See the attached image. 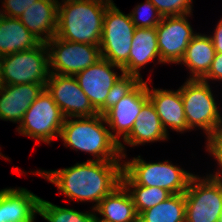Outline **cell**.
Instances as JSON below:
<instances>
[{
  "label": "cell",
  "mask_w": 222,
  "mask_h": 222,
  "mask_svg": "<svg viewBox=\"0 0 222 222\" xmlns=\"http://www.w3.org/2000/svg\"><path fill=\"white\" fill-rule=\"evenodd\" d=\"M161 61L157 43L156 28H135L131 50L127 66L123 69L124 74L141 77L140 69L151 61Z\"/></svg>",
  "instance_id": "d6986e66"
},
{
  "label": "cell",
  "mask_w": 222,
  "mask_h": 222,
  "mask_svg": "<svg viewBox=\"0 0 222 222\" xmlns=\"http://www.w3.org/2000/svg\"><path fill=\"white\" fill-rule=\"evenodd\" d=\"M80 212L71 208H64L52 204L42 198L38 204V215L48 222H96V213Z\"/></svg>",
  "instance_id": "d4e9b609"
},
{
  "label": "cell",
  "mask_w": 222,
  "mask_h": 222,
  "mask_svg": "<svg viewBox=\"0 0 222 222\" xmlns=\"http://www.w3.org/2000/svg\"><path fill=\"white\" fill-rule=\"evenodd\" d=\"M218 222H222V214L220 215Z\"/></svg>",
  "instance_id": "e575fe53"
},
{
  "label": "cell",
  "mask_w": 222,
  "mask_h": 222,
  "mask_svg": "<svg viewBox=\"0 0 222 222\" xmlns=\"http://www.w3.org/2000/svg\"><path fill=\"white\" fill-rule=\"evenodd\" d=\"M45 84L0 85V119L19 123Z\"/></svg>",
  "instance_id": "9a60e30c"
},
{
  "label": "cell",
  "mask_w": 222,
  "mask_h": 222,
  "mask_svg": "<svg viewBox=\"0 0 222 222\" xmlns=\"http://www.w3.org/2000/svg\"><path fill=\"white\" fill-rule=\"evenodd\" d=\"M142 80L136 75L123 73L110 89L105 103L97 110L98 114L103 115L124 96L128 95Z\"/></svg>",
  "instance_id": "4316f807"
},
{
  "label": "cell",
  "mask_w": 222,
  "mask_h": 222,
  "mask_svg": "<svg viewBox=\"0 0 222 222\" xmlns=\"http://www.w3.org/2000/svg\"><path fill=\"white\" fill-rule=\"evenodd\" d=\"M215 53L211 38L197 33L188 44L179 63L188 67L191 72L189 79H202L210 70Z\"/></svg>",
  "instance_id": "603a6c76"
},
{
  "label": "cell",
  "mask_w": 222,
  "mask_h": 222,
  "mask_svg": "<svg viewBox=\"0 0 222 222\" xmlns=\"http://www.w3.org/2000/svg\"><path fill=\"white\" fill-rule=\"evenodd\" d=\"M103 115L65 118L60 137L65 147L93 155L95 161H122L119 143L105 127Z\"/></svg>",
  "instance_id": "3957f363"
},
{
  "label": "cell",
  "mask_w": 222,
  "mask_h": 222,
  "mask_svg": "<svg viewBox=\"0 0 222 222\" xmlns=\"http://www.w3.org/2000/svg\"><path fill=\"white\" fill-rule=\"evenodd\" d=\"M113 0H62L55 36L67 41L100 45L107 6Z\"/></svg>",
  "instance_id": "7a4b0ae2"
},
{
  "label": "cell",
  "mask_w": 222,
  "mask_h": 222,
  "mask_svg": "<svg viewBox=\"0 0 222 222\" xmlns=\"http://www.w3.org/2000/svg\"><path fill=\"white\" fill-rule=\"evenodd\" d=\"M138 157L123 161L121 183L123 185H140L159 187L171 194L185 193L189 181L194 175L165 160L163 162H146Z\"/></svg>",
  "instance_id": "277c9868"
},
{
  "label": "cell",
  "mask_w": 222,
  "mask_h": 222,
  "mask_svg": "<svg viewBox=\"0 0 222 222\" xmlns=\"http://www.w3.org/2000/svg\"><path fill=\"white\" fill-rule=\"evenodd\" d=\"M209 37L214 45L215 52L222 53V18L216 25L213 35H209Z\"/></svg>",
  "instance_id": "d6a6232c"
},
{
  "label": "cell",
  "mask_w": 222,
  "mask_h": 222,
  "mask_svg": "<svg viewBox=\"0 0 222 222\" xmlns=\"http://www.w3.org/2000/svg\"><path fill=\"white\" fill-rule=\"evenodd\" d=\"M0 157H1V158H4L5 160H6V159L9 160L6 156L4 157L1 152H0Z\"/></svg>",
  "instance_id": "836d02e7"
},
{
  "label": "cell",
  "mask_w": 222,
  "mask_h": 222,
  "mask_svg": "<svg viewBox=\"0 0 222 222\" xmlns=\"http://www.w3.org/2000/svg\"><path fill=\"white\" fill-rule=\"evenodd\" d=\"M37 1L38 0H4L0 15L10 18H19L27 8Z\"/></svg>",
  "instance_id": "4dcf8cb0"
},
{
  "label": "cell",
  "mask_w": 222,
  "mask_h": 222,
  "mask_svg": "<svg viewBox=\"0 0 222 222\" xmlns=\"http://www.w3.org/2000/svg\"><path fill=\"white\" fill-rule=\"evenodd\" d=\"M206 148L211 156L217 161L219 169L215 174H210V177H213L218 180H222V127L216 131L213 135L206 138ZM221 169V170H220Z\"/></svg>",
  "instance_id": "f546056e"
},
{
  "label": "cell",
  "mask_w": 222,
  "mask_h": 222,
  "mask_svg": "<svg viewBox=\"0 0 222 222\" xmlns=\"http://www.w3.org/2000/svg\"><path fill=\"white\" fill-rule=\"evenodd\" d=\"M184 196L185 222H218L222 214V180L193 175Z\"/></svg>",
  "instance_id": "ba28073f"
},
{
  "label": "cell",
  "mask_w": 222,
  "mask_h": 222,
  "mask_svg": "<svg viewBox=\"0 0 222 222\" xmlns=\"http://www.w3.org/2000/svg\"><path fill=\"white\" fill-rule=\"evenodd\" d=\"M49 76V50L44 42L0 57V85L46 84Z\"/></svg>",
  "instance_id": "8992f818"
},
{
  "label": "cell",
  "mask_w": 222,
  "mask_h": 222,
  "mask_svg": "<svg viewBox=\"0 0 222 222\" xmlns=\"http://www.w3.org/2000/svg\"><path fill=\"white\" fill-rule=\"evenodd\" d=\"M101 218L96 216L97 222H138V214L132 197L121 183L94 209Z\"/></svg>",
  "instance_id": "ffe728a7"
},
{
  "label": "cell",
  "mask_w": 222,
  "mask_h": 222,
  "mask_svg": "<svg viewBox=\"0 0 222 222\" xmlns=\"http://www.w3.org/2000/svg\"><path fill=\"white\" fill-rule=\"evenodd\" d=\"M130 16L137 28H156L163 19L161 13L149 0L133 8Z\"/></svg>",
  "instance_id": "83f0119b"
},
{
  "label": "cell",
  "mask_w": 222,
  "mask_h": 222,
  "mask_svg": "<svg viewBox=\"0 0 222 222\" xmlns=\"http://www.w3.org/2000/svg\"><path fill=\"white\" fill-rule=\"evenodd\" d=\"M50 73L75 76L101 59L100 47L60 39L57 36L47 43Z\"/></svg>",
  "instance_id": "30bf717a"
},
{
  "label": "cell",
  "mask_w": 222,
  "mask_h": 222,
  "mask_svg": "<svg viewBox=\"0 0 222 222\" xmlns=\"http://www.w3.org/2000/svg\"><path fill=\"white\" fill-rule=\"evenodd\" d=\"M122 173L123 164L120 161L95 160L57 170L39 169L34 172L54 184L70 200L95 202L92 210L121 184Z\"/></svg>",
  "instance_id": "6da1fadb"
},
{
  "label": "cell",
  "mask_w": 222,
  "mask_h": 222,
  "mask_svg": "<svg viewBox=\"0 0 222 222\" xmlns=\"http://www.w3.org/2000/svg\"><path fill=\"white\" fill-rule=\"evenodd\" d=\"M154 105L149 100L139 113L130 134L123 142L131 147L145 143L164 141L168 138Z\"/></svg>",
  "instance_id": "44dd1931"
},
{
  "label": "cell",
  "mask_w": 222,
  "mask_h": 222,
  "mask_svg": "<svg viewBox=\"0 0 222 222\" xmlns=\"http://www.w3.org/2000/svg\"><path fill=\"white\" fill-rule=\"evenodd\" d=\"M40 43L19 18L0 15V57L33 49Z\"/></svg>",
  "instance_id": "7402d4cb"
},
{
  "label": "cell",
  "mask_w": 222,
  "mask_h": 222,
  "mask_svg": "<svg viewBox=\"0 0 222 222\" xmlns=\"http://www.w3.org/2000/svg\"><path fill=\"white\" fill-rule=\"evenodd\" d=\"M65 117L46 89L29 106L16 131L22 136H28L51 144L53 139L60 137Z\"/></svg>",
  "instance_id": "9c48e42d"
},
{
  "label": "cell",
  "mask_w": 222,
  "mask_h": 222,
  "mask_svg": "<svg viewBox=\"0 0 222 222\" xmlns=\"http://www.w3.org/2000/svg\"><path fill=\"white\" fill-rule=\"evenodd\" d=\"M58 6V0H38L19 19L36 38L47 43L57 32Z\"/></svg>",
  "instance_id": "ac0fdd59"
},
{
  "label": "cell",
  "mask_w": 222,
  "mask_h": 222,
  "mask_svg": "<svg viewBox=\"0 0 222 222\" xmlns=\"http://www.w3.org/2000/svg\"><path fill=\"white\" fill-rule=\"evenodd\" d=\"M135 25L113 1L107 6L100 42L101 58L124 69L128 64Z\"/></svg>",
  "instance_id": "52a82bcc"
},
{
  "label": "cell",
  "mask_w": 222,
  "mask_h": 222,
  "mask_svg": "<svg viewBox=\"0 0 222 222\" xmlns=\"http://www.w3.org/2000/svg\"><path fill=\"white\" fill-rule=\"evenodd\" d=\"M203 81H222V53H215L212 65L208 73L202 78Z\"/></svg>",
  "instance_id": "1f68e13d"
},
{
  "label": "cell",
  "mask_w": 222,
  "mask_h": 222,
  "mask_svg": "<svg viewBox=\"0 0 222 222\" xmlns=\"http://www.w3.org/2000/svg\"><path fill=\"white\" fill-rule=\"evenodd\" d=\"M45 89L65 118L90 117L98 114L74 76L50 73Z\"/></svg>",
  "instance_id": "7c38bea8"
},
{
  "label": "cell",
  "mask_w": 222,
  "mask_h": 222,
  "mask_svg": "<svg viewBox=\"0 0 222 222\" xmlns=\"http://www.w3.org/2000/svg\"><path fill=\"white\" fill-rule=\"evenodd\" d=\"M39 200L40 197L25 188L1 189L0 222H35Z\"/></svg>",
  "instance_id": "2e32d148"
},
{
  "label": "cell",
  "mask_w": 222,
  "mask_h": 222,
  "mask_svg": "<svg viewBox=\"0 0 222 222\" xmlns=\"http://www.w3.org/2000/svg\"><path fill=\"white\" fill-rule=\"evenodd\" d=\"M184 193L172 194L158 205L142 211L138 222H185Z\"/></svg>",
  "instance_id": "cb8c5ba5"
},
{
  "label": "cell",
  "mask_w": 222,
  "mask_h": 222,
  "mask_svg": "<svg viewBox=\"0 0 222 222\" xmlns=\"http://www.w3.org/2000/svg\"><path fill=\"white\" fill-rule=\"evenodd\" d=\"M114 68L119 69L121 74H116ZM122 74L123 69L120 66L101 58L94 65L89 66L74 77L92 106L98 110L105 103L110 89Z\"/></svg>",
  "instance_id": "5bb4252c"
},
{
  "label": "cell",
  "mask_w": 222,
  "mask_h": 222,
  "mask_svg": "<svg viewBox=\"0 0 222 222\" xmlns=\"http://www.w3.org/2000/svg\"><path fill=\"white\" fill-rule=\"evenodd\" d=\"M179 89L189 131L199 127L208 138L222 127V115L209 82L187 78Z\"/></svg>",
  "instance_id": "5b68a950"
},
{
  "label": "cell",
  "mask_w": 222,
  "mask_h": 222,
  "mask_svg": "<svg viewBox=\"0 0 222 222\" xmlns=\"http://www.w3.org/2000/svg\"><path fill=\"white\" fill-rule=\"evenodd\" d=\"M191 15L164 16L156 27L159 54L164 64H179L188 44L197 34L187 19Z\"/></svg>",
  "instance_id": "4fadbf2b"
},
{
  "label": "cell",
  "mask_w": 222,
  "mask_h": 222,
  "mask_svg": "<svg viewBox=\"0 0 222 222\" xmlns=\"http://www.w3.org/2000/svg\"><path fill=\"white\" fill-rule=\"evenodd\" d=\"M147 93L167 133L169 132L167 128L181 133L189 130L180 89L175 91L161 88L150 89L147 83Z\"/></svg>",
  "instance_id": "e0dca14e"
},
{
  "label": "cell",
  "mask_w": 222,
  "mask_h": 222,
  "mask_svg": "<svg viewBox=\"0 0 222 222\" xmlns=\"http://www.w3.org/2000/svg\"><path fill=\"white\" fill-rule=\"evenodd\" d=\"M164 16H180L192 13V0H149Z\"/></svg>",
  "instance_id": "f1b7e54d"
},
{
  "label": "cell",
  "mask_w": 222,
  "mask_h": 222,
  "mask_svg": "<svg viewBox=\"0 0 222 222\" xmlns=\"http://www.w3.org/2000/svg\"><path fill=\"white\" fill-rule=\"evenodd\" d=\"M148 101L147 82L142 80L128 95L103 114L112 137L119 143L123 158H126L125 146L119 138L121 136L124 140L130 134L142 107Z\"/></svg>",
  "instance_id": "8fae6325"
},
{
  "label": "cell",
  "mask_w": 222,
  "mask_h": 222,
  "mask_svg": "<svg viewBox=\"0 0 222 222\" xmlns=\"http://www.w3.org/2000/svg\"><path fill=\"white\" fill-rule=\"evenodd\" d=\"M130 193L137 214L152 208L169 198L172 194L159 187H147L140 185H124Z\"/></svg>",
  "instance_id": "484cf974"
}]
</instances>
